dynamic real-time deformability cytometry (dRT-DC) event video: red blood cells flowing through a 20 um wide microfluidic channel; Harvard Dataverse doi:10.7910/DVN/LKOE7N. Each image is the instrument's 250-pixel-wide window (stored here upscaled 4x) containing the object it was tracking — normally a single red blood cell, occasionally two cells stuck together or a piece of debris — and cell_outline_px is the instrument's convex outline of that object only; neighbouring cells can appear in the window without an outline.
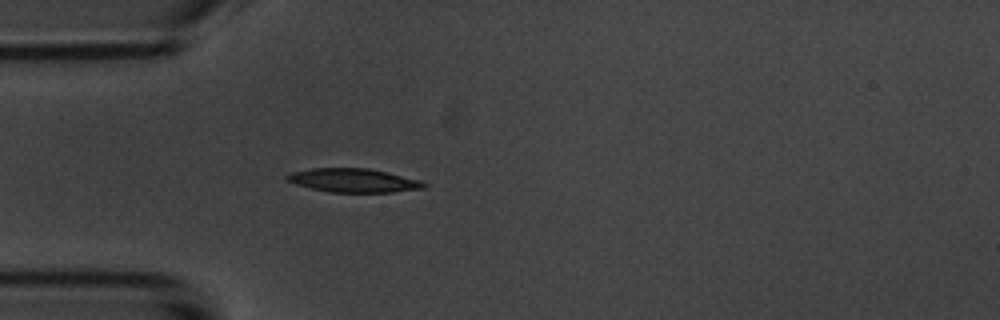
{"species": "common noctule bat (a hibernating species)", "species_latin": "Nyctalus noctula", "temperature_condition": "room temperature", "stored_images_in_passage": 1, "camera_frame_rate_fps": 3000, "um_per_image_px": 0.085, "animal": {"sex": "male", "body_mass_g": 20.1, "forearm_length_mm": 53.5}, "frame": {"image": 1, "passage_image": 1, "time_ms": 0.0, "image_size_px": [1000, 320], "cell_outline_px": [[428, 184], [424, 188], [392, 192], [328, 192], [296, 184], [284, 180], [284, 176], [292, 172], [312, 168], [368, 168], [420, 180]], "centroid_in_image_um": [30.01, 15.33], "position_along_channel_um": 55.0, "area_um2": 18.84}}